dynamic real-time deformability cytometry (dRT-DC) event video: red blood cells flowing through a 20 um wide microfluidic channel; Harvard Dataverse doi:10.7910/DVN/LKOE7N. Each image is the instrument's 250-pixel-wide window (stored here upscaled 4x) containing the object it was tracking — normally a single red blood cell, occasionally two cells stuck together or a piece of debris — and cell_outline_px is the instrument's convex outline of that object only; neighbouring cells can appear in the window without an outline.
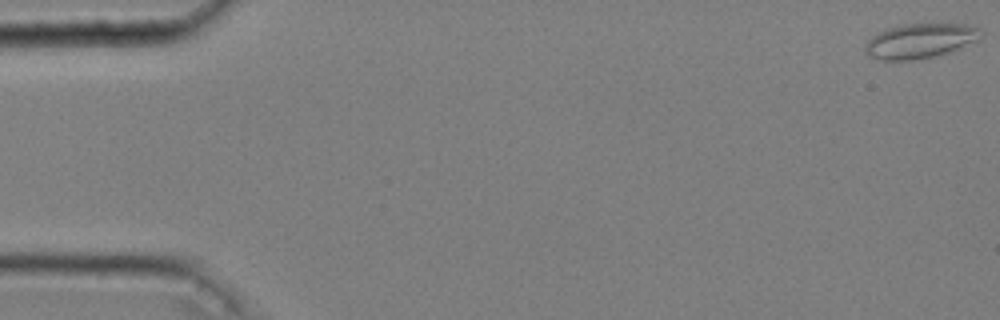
{"species": "common noctule bat (a hibernating species)", "species_latin": "Nyctalus noctula", "temperature_condition": "cold", "stored_images_in_passage": 49, "camera_frame_rate_fps": 3000, "um_per_image_px": 0.085, "animal": {"sex": "male", "body_mass_g": 20.4}, "frame": {"image": 1, "passage_image": 1, "time_ms": 0.0, "image_size_px": [1000, 320], "cell_outline_px": [[984, 36], [976, 40], [936, 56], [912, 60], [880, 60], [864, 52], [864, 44], [876, 32], [884, 28], [904, 24], [944, 20], [968, 24], [980, 28], [984, 32]], "centroid_in_image_um": [78.23, 3.4], "position_along_channel_um": 6.8, "area_um2": 24.39}}
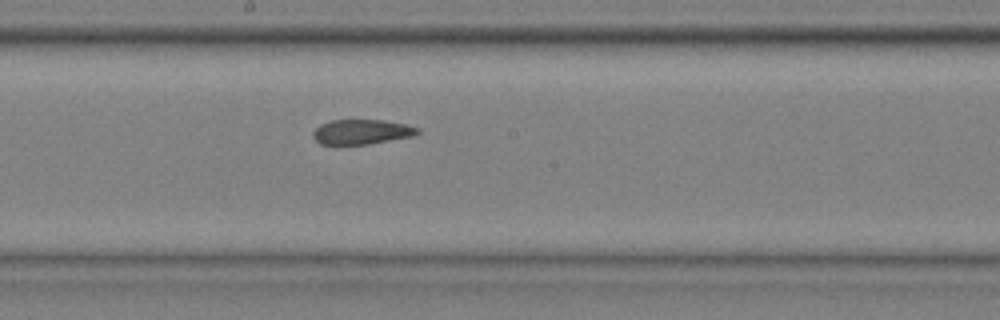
{"frame": {"image": 2, "passage_image": 30, "time_ms": 9.667, "image_size_px": [1000, 320], "cell_outline_px": [[420, 132], [412, 136], [368, 144], [320, 144], [312, 136], [312, 132], [320, 124], [332, 120], [384, 120], [404, 124], [420, 128]], "centroid_in_image_um": [30.73, 11.2], "position_along_channel_um": 217.5, "area_um2": 15.03}}
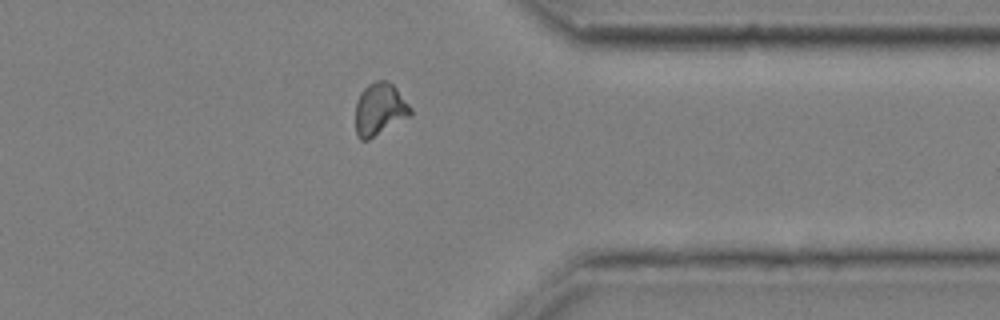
{"frame": {"image": 3, "passage_image": 44, "time_ms": 14.333, "image_size_px": [1000, 320], "cell_outline_px": [[412, 116], [368, 140], [360, 140], [356, 132], [356, 104], [360, 92], [368, 84], [376, 80], [388, 80], [396, 88], [412, 108]], "centroid_in_image_um": [32.29, 9.28], "position_along_channel_um": 379.1, "area_um2": 16.94}, "authors_computed_cell_mechanics": {"area_um2": 16.6464, "velocity_mm_per_s": 3.6343, "shape_relaxation_time_tau1_ms": null, "shape_relaxation_time_tau2_ms": 3.2949, "deformation_change_tau1": null, "deformation_change_tau2": 0.0945}}